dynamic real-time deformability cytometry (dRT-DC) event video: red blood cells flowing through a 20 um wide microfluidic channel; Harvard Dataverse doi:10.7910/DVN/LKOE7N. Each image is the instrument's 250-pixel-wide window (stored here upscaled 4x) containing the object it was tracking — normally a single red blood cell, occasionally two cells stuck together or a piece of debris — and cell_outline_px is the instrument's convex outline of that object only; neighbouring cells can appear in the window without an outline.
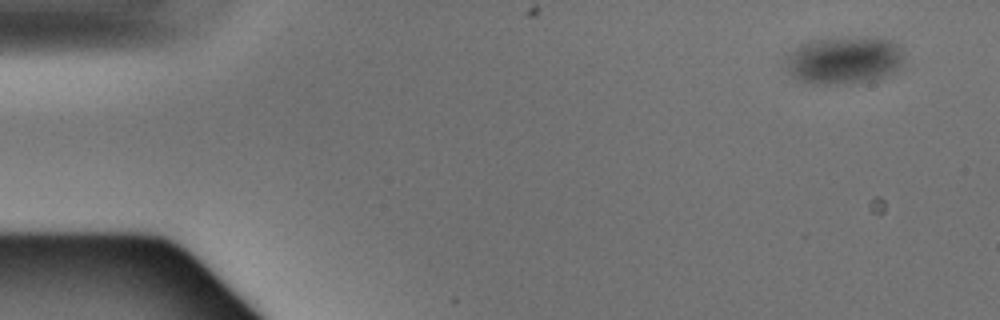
{"species": "Egyptian fruit bat (a non-hibernating species)", "species_latin": "Rousettus aegyptiacus", "temperature_condition": "warm", "stored_images_in_passage": 3, "camera_frame_rate_fps": 3000, "um_per_image_px": 0.085, "animal": {"sex": "male"}, "frame": {"image": 1, "passage_image": 1, "time_ms": 0.0, "image_size_px": [1000, 320], "cell_outline_px": [[904, 68], [880, 80], [852, 84], [812, 84], [796, 80], [788, 72], [788, 56], [800, 44], [812, 40], [892, 40], [900, 44], [904, 48]], "centroid_in_image_um": [71.86, 5.2], "position_along_channel_um": 13.1, "area_um2": 32.71}}
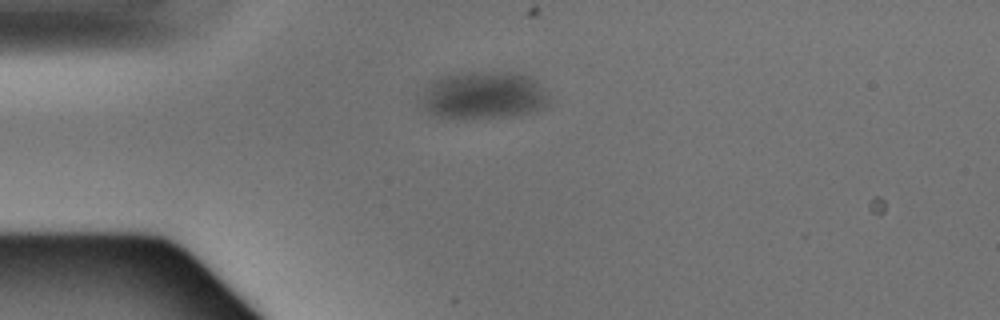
{"frame": {"image": 2, "passage_image": 3, "time_ms": 0.667, "image_size_px": [1000, 320], "cell_outline_px": [[556, 100], [536, 112], [520, 116], [456, 120], [432, 116], [416, 104], [416, 100], [424, 88], [432, 80], [440, 76], [472, 72], [508, 72], [528, 76], [536, 80]], "centroid_in_image_um": [41.07, 8.16], "position_along_channel_um": 43.9, "area_um2": 37.4}}